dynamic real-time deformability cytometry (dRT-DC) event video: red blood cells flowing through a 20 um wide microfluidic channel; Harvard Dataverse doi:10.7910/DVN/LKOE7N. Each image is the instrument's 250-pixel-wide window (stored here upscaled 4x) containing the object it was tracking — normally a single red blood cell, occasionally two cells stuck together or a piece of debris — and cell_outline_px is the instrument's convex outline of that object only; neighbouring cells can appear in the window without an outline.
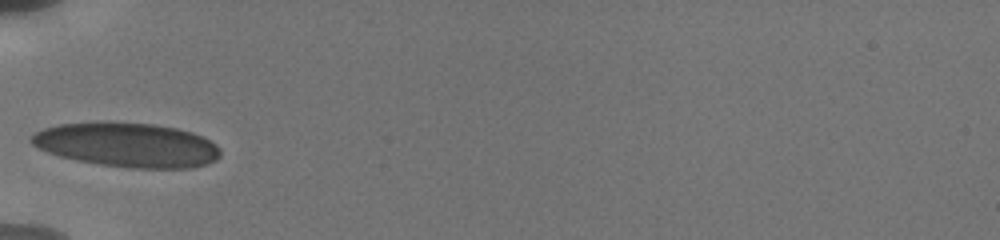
{"species": "human", "species_latin": "Homo sapiens", "temperature_condition": "cold", "stored_images_in_passage": 5, "camera_frame_rate_fps": 3000, "um_per_image_px": 0.085, "donor": {"sex": "male"}, "frame": {"image": 1, "passage_image": 1, "time_ms": 0.0, "image_size_px": [1000, 240], "cell_outline_px": [[220, 156], [216, 160], [208, 164], [192, 168], [132, 168], [100, 164], [76, 160], [60, 156], [48, 152], [32, 144], [28, 140], [36, 132], [44, 128], [60, 124], [104, 120], [152, 124], [176, 128], [192, 132], [216, 144], [220, 148]], "centroid_in_image_um": [10.81, 12.3], "position_along_channel_um": 74.2, "area_um2": 49.19}}
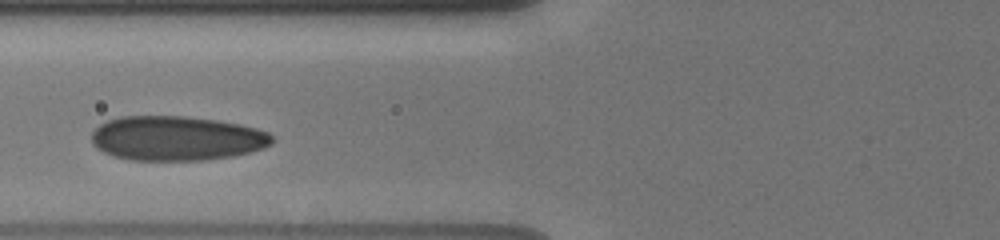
{"frame": {"image": 2, "passage_image": 3, "time_ms": 1.0, "image_size_px": [1000, 240], "cell_outline_px": [[276, 140], [272, 144], [264, 148], [232, 156], [204, 160], [132, 160], [112, 156], [96, 148], [92, 144], [92, 132], [100, 124], [108, 120], [120, 116], [184, 116], [216, 120], [240, 124], [256, 128], [268, 132], [276, 136]], "centroid_in_image_um": [15.03, 11.75], "position_along_channel_um": 110.8, "area_um2": 47.16}}